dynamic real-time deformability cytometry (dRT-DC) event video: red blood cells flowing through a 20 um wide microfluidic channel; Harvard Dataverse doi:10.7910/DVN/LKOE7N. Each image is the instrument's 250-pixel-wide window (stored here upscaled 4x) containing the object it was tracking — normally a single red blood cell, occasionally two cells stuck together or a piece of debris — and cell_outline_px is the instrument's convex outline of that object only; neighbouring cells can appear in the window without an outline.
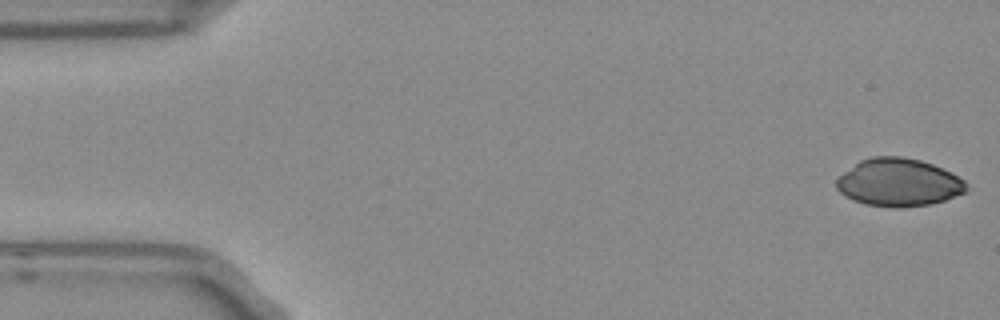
{"species": "Egyptian fruit bat (a non-hibernating species)", "species_latin": "Rousettus aegyptiacus", "temperature_condition": "room temperature", "stored_images_in_passage": 53, "camera_frame_rate_fps": 3000, "um_per_image_px": 0.085, "frame": {"image": 1, "passage_image": 1, "time_ms": 0.0, "image_size_px": [1000, 320], "cell_outline_px": [[968, 188], [964, 192], [944, 200], [928, 204], [900, 208], [892, 208], [864, 204], [852, 200], [844, 196], [836, 188], [836, 180], [844, 172], [860, 160], [872, 156], [900, 156], [920, 160], [932, 164], [964, 180], [968, 184]], "centroid_in_image_um": [76.34, 15.52], "position_along_channel_um": 8.7, "area_um2": 36.07}}